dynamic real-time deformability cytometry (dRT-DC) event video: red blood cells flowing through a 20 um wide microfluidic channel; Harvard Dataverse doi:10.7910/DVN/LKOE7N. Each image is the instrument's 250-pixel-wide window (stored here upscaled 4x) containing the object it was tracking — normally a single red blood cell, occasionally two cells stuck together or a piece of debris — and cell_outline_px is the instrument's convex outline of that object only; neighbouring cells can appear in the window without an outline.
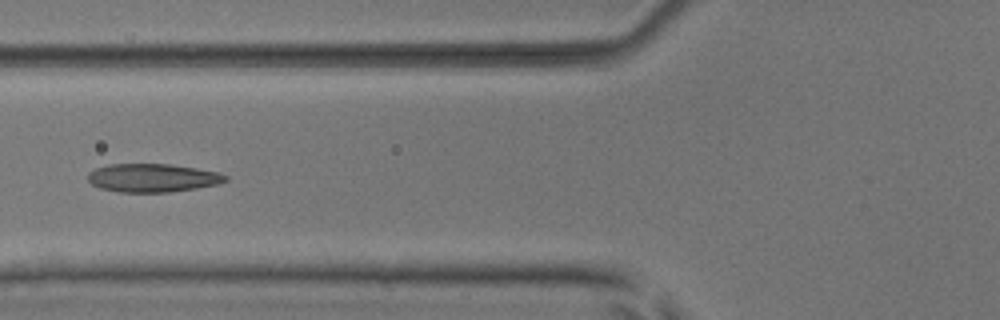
{"species": "common noctule bat (a hibernating species)", "species_latin": "Nyctalus noctula", "temperature_condition": "room temperature", "stored_images_in_passage": 6, "camera_frame_rate_fps": 3000, "um_per_image_px": 0.085, "animal": {"sex": "male", "body_mass_g": 17.9, "forearm_length_mm": 54.2}, "frame": {"image": 1, "passage_image": 6, "time_ms": 1.667, "image_size_px": [1000, 320], "cell_outline_px": [[228, 180], [216, 184], [196, 188], [168, 192], [120, 192], [100, 188], [92, 184], [88, 180], [88, 172], [96, 168], [108, 164], [168, 164], [196, 168], [220, 172], [228, 176]], "centroid_in_image_um": [12.97, 15.11], "position_along_channel_um": 112.8, "area_um2": 22.72}}